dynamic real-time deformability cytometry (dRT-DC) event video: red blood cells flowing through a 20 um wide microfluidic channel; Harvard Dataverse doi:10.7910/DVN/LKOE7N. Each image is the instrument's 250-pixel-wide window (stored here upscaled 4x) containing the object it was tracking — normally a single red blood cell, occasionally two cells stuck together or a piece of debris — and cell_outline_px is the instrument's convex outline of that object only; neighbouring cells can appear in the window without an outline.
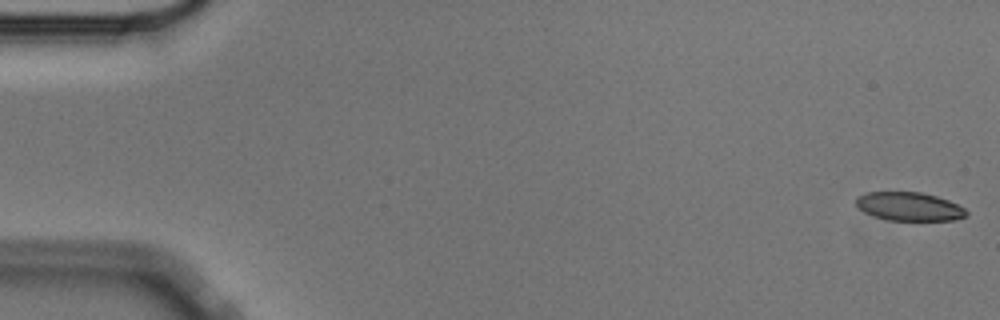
{"species": "Egyptian fruit bat (a non-hibernating species)", "species_latin": "Rousettus aegyptiacus", "temperature_condition": "cold", "stored_images_in_passage": 53, "camera_frame_rate_fps": 3000, "um_per_image_px": 0.085, "animal": {"sex": "male"}, "frame": {"image": 1, "passage_image": 1, "time_ms": 0.0, "image_size_px": [1000, 320], "cell_outline_px": [[968, 216], [956, 220], [888, 220], [872, 216], [864, 212], [856, 204], [856, 196], [864, 192], [920, 192], [936, 196], [948, 200], [964, 208], [968, 212]], "centroid_in_image_um": [77.27, 17.55], "position_along_channel_um": 7.7, "area_um2": 18.44}}
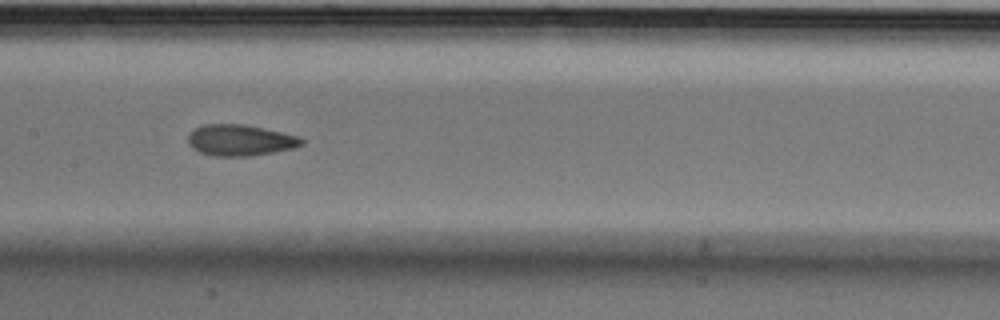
{"frame": {"image": 2, "passage_image": 28, "time_ms": 9.0, "image_size_px": [1000, 320], "cell_outline_px": [[304, 144], [292, 148], [252, 156], [216, 156], [200, 152], [192, 148], [188, 144], [188, 136], [196, 128], [204, 124], [244, 124], [300, 136], [304, 140]], "centroid_in_image_um": [20.42, 11.92], "position_along_channel_um": 187.0, "area_um2": 20.52}}
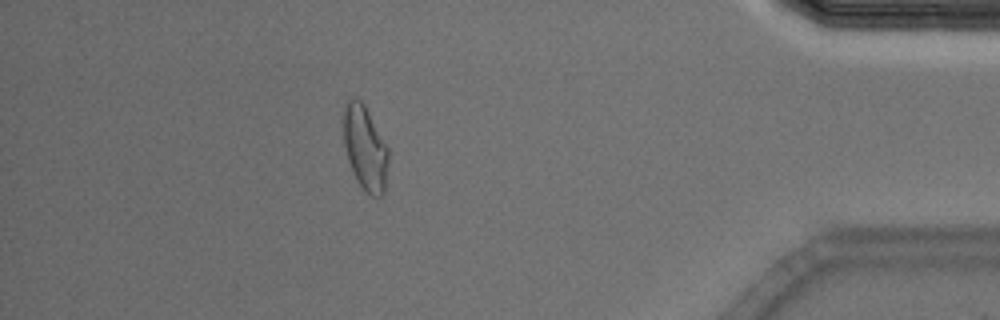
{"frame": {"image": 3, "passage_image": 50, "time_ms": 16.333, "image_size_px": [1000, 320], "cell_outline_px": [[388, 160], [384, 192], [380, 196], [372, 196], [360, 184], [348, 160], [344, 144], [344, 104], [352, 96], [356, 96], [364, 104], [388, 148]], "centroid_in_image_um": [31.03, 12.52], "position_along_channel_um": 404.2, "area_um2": 21.62}}